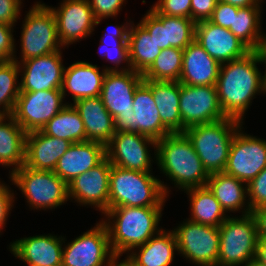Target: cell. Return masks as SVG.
Segmentation results:
<instances>
[{"label":"cell","instance_id":"obj_53","mask_svg":"<svg viewBox=\"0 0 266 266\" xmlns=\"http://www.w3.org/2000/svg\"><path fill=\"white\" fill-rule=\"evenodd\" d=\"M121 257H116L110 264V266H133L126 258L120 260Z\"/></svg>","mask_w":266,"mask_h":266},{"label":"cell","instance_id":"obj_43","mask_svg":"<svg viewBox=\"0 0 266 266\" xmlns=\"http://www.w3.org/2000/svg\"><path fill=\"white\" fill-rule=\"evenodd\" d=\"M15 194L9 183L7 185L4 180H0V235L3 234L8 217L11 216V211L14 208L15 199H17Z\"/></svg>","mask_w":266,"mask_h":266},{"label":"cell","instance_id":"obj_12","mask_svg":"<svg viewBox=\"0 0 266 266\" xmlns=\"http://www.w3.org/2000/svg\"><path fill=\"white\" fill-rule=\"evenodd\" d=\"M67 104L61 89L20 92L11 114L26 133L43 127Z\"/></svg>","mask_w":266,"mask_h":266},{"label":"cell","instance_id":"obj_8","mask_svg":"<svg viewBox=\"0 0 266 266\" xmlns=\"http://www.w3.org/2000/svg\"><path fill=\"white\" fill-rule=\"evenodd\" d=\"M217 266H245L255 257L257 226L253 215L229 216L219 227Z\"/></svg>","mask_w":266,"mask_h":266},{"label":"cell","instance_id":"obj_9","mask_svg":"<svg viewBox=\"0 0 266 266\" xmlns=\"http://www.w3.org/2000/svg\"><path fill=\"white\" fill-rule=\"evenodd\" d=\"M172 230L176 236L178 255L196 266H217L219 228L194 223L187 218Z\"/></svg>","mask_w":266,"mask_h":266},{"label":"cell","instance_id":"obj_21","mask_svg":"<svg viewBox=\"0 0 266 266\" xmlns=\"http://www.w3.org/2000/svg\"><path fill=\"white\" fill-rule=\"evenodd\" d=\"M74 62L64 68L61 88L64 99L69 97L68 94L72 97V103L84 98L99 97L107 71L87 61Z\"/></svg>","mask_w":266,"mask_h":266},{"label":"cell","instance_id":"obj_26","mask_svg":"<svg viewBox=\"0 0 266 266\" xmlns=\"http://www.w3.org/2000/svg\"><path fill=\"white\" fill-rule=\"evenodd\" d=\"M176 254H179L176 236L173 230L164 228L124 258L133 266H171Z\"/></svg>","mask_w":266,"mask_h":266},{"label":"cell","instance_id":"obj_3","mask_svg":"<svg viewBox=\"0 0 266 266\" xmlns=\"http://www.w3.org/2000/svg\"><path fill=\"white\" fill-rule=\"evenodd\" d=\"M156 164L160 173L182 192L204 187L209 174L184 133H171L157 141Z\"/></svg>","mask_w":266,"mask_h":266},{"label":"cell","instance_id":"obj_10","mask_svg":"<svg viewBox=\"0 0 266 266\" xmlns=\"http://www.w3.org/2000/svg\"><path fill=\"white\" fill-rule=\"evenodd\" d=\"M73 239L66 243L64 237L62 266H110L116 258L107 228L101 220Z\"/></svg>","mask_w":266,"mask_h":266},{"label":"cell","instance_id":"obj_29","mask_svg":"<svg viewBox=\"0 0 266 266\" xmlns=\"http://www.w3.org/2000/svg\"><path fill=\"white\" fill-rule=\"evenodd\" d=\"M26 135L12 115H0V165L8 175L25 164Z\"/></svg>","mask_w":266,"mask_h":266},{"label":"cell","instance_id":"obj_30","mask_svg":"<svg viewBox=\"0 0 266 266\" xmlns=\"http://www.w3.org/2000/svg\"><path fill=\"white\" fill-rule=\"evenodd\" d=\"M125 21L123 25L117 26L115 24L113 27H106L100 38L98 52L103 59L113 64V67L104 65L103 69L106 71H126L131 69L127 39L132 20L129 18V21L128 19ZM123 64L126 65L124 66Z\"/></svg>","mask_w":266,"mask_h":266},{"label":"cell","instance_id":"obj_36","mask_svg":"<svg viewBox=\"0 0 266 266\" xmlns=\"http://www.w3.org/2000/svg\"><path fill=\"white\" fill-rule=\"evenodd\" d=\"M183 49L171 47L161 50L152 65L142 74L144 80L179 81Z\"/></svg>","mask_w":266,"mask_h":266},{"label":"cell","instance_id":"obj_47","mask_svg":"<svg viewBox=\"0 0 266 266\" xmlns=\"http://www.w3.org/2000/svg\"><path fill=\"white\" fill-rule=\"evenodd\" d=\"M218 0H191V19L197 23L209 20Z\"/></svg>","mask_w":266,"mask_h":266},{"label":"cell","instance_id":"obj_38","mask_svg":"<svg viewBox=\"0 0 266 266\" xmlns=\"http://www.w3.org/2000/svg\"><path fill=\"white\" fill-rule=\"evenodd\" d=\"M19 65L15 60L0 62V115H11L20 93Z\"/></svg>","mask_w":266,"mask_h":266},{"label":"cell","instance_id":"obj_19","mask_svg":"<svg viewBox=\"0 0 266 266\" xmlns=\"http://www.w3.org/2000/svg\"><path fill=\"white\" fill-rule=\"evenodd\" d=\"M63 243V235H33L15 239L9 244V251L27 265H62Z\"/></svg>","mask_w":266,"mask_h":266},{"label":"cell","instance_id":"obj_22","mask_svg":"<svg viewBox=\"0 0 266 266\" xmlns=\"http://www.w3.org/2000/svg\"><path fill=\"white\" fill-rule=\"evenodd\" d=\"M131 132L148 136L156 141L171 132L162 124L159 110L152 95V81L143 80L133 96Z\"/></svg>","mask_w":266,"mask_h":266},{"label":"cell","instance_id":"obj_25","mask_svg":"<svg viewBox=\"0 0 266 266\" xmlns=\"http://www.w3.org/2000/svg\"><path fill=\"white\" fill-rule=\"evenodd\" d=\"M72 145L70 141L46 135L42 130L26 135L25 166L54 171L58 160Z\"/></svg>","mask_w":266,"mask_h":266},{"label":"cell","instance_id":"obj_46","mask_svg":"<svg viewBox=\"0 0 266 266\" xmlns=\"http://www.w3.org/2000/svg\"><path fill=\"white\" fill-rule=\"evenodd\" d=\"M24 0H0V22L16 26L22 16Z\"/></svg>","mask_w":266,"mask_h":266},{"label":"cell","instance_id":"obj_20","mask_svg":"<svg viewBox=\"0 0 266 266\" xmlns=\"http://www.w3.org/2000/svg\"><path fill=\"white\" fill-rule=\"evenodd\" d=\"M143 80L141 73L131 69L107 71L100 97L113 118L119 114H127L133 111V96Z\"/></svg>","mask_w":266,"mask_h":266},{"label":"cell","instance_id":"obj_35","mask_svg":"<svg viewBox=\"0 0 266 266\" xmlns=\"http://www.w3.org/2000/svg\"><path fill=\"white\" fill-rule=\"evenodd\" d=\"M49 136L65 139L71 143L86 141V131L82 118L73 106L67 104L42 129Z\"/></svg>","mask_w":266,"mask_h":266},{"label":"cell","instance_id":"obj_44","mask_svg":"<svg viewBox=\"0 0 266 266\" xmlns=\"http://www.w3.org/2000/svg\"><path fill=\"white\" fill-rule=\"evenodd\" d=\"M13 25L0 22V62L13 60L15 54V37Z\"/></svg>","mask_w":266,"mask_h":266},{"label":"cell","instance_id":"obj_33","mask_svg":"<svg viewBox=\"0 0 266 266\" xmlns=\"http://www.w3.org/2000/svg\"><path fill=\"white\" fill-rule=\"evenodd\" d=\"M128 51L131 70L143 74L161 53L148 30L132 21L128 32Z\"/></svg>","mask_w":266,"mask_h":266},{"label":"cell","instance_id":"obj_6","mask_svg":"<svg viewBox=\"0 0 266 266\" xmlns=\"http://www.w3.org/2000/svg\"><path fill=\"white\" fill-rule=\"evenodd\" d=\"M25 13L19 39L20 55L16 54V43L13 60L21 62L65 49L59 41L55 16L49 5L39 0Z\"/></svg>","mask_w":266,"mask_h":266},{"label":"cell","instance_id":"obj_2","mask_svg":"<svg viewBox=\"0 0 266 266\" xmlns=\"http://www.w3.org/2000/svg\"><path fill=\"white\" fill-rule=\"evenodd\" d=\"M164 207H116L100 218L105 224L112 252L116 257L127 255L133 248L145 244L163 227Z\"/></svg>","mask_w":266,"mask_h":266},{"label":"cell","instance_id":"obj_55","mask_svg":"<svg viewBox=\"0 0 266 266\" xmlns=\"http://www.w3.org/2000/svg\"><path fill=\"white\" fill-rule=\"evenodd\" d=\"M27 266H47V265H27ZM50 266H62V265H50Z\"/></svg>","mask_w":266,"mask_h":266},{"label":"cell","instance_id":"obj_1","mask_svg":"<svg viewBox=\"0 0 266 266\" xmlns=\"http://www.w3.org/2000/svg\"><path fill=\"white\" fill-rule=\"evenodd\" d=\"M259 64L261 63L255 51L221 64L216 88L220 106L227 118L245 124L244 116L253 99L257 95L266 94Z\"/></svg>","mask_w":266,"mask_h":266},{"label":"cell","instance_id":"obj_52","mask_svg":"<svg viewBox=\"0 0 266 266\" xmlns=\"http://www.w3.org/2000/svg\"><path fill=\"white\" fill-rule=\"evenodd\" d=\"M218 1L233 5L238 8L262 5V3H264L260 0H218Z\"/></svg>","mask_w":266,"mask_h":266},{"label":"cell","instance_id":"obj_23","mask_svg":"<svg viewBox=\"0 0 266 266\" xmlns=\"http://www.w3.org/2000/svg\"><path fill=\"white\" fill-rule=\"evenodd\" d=\"M106 158V146L92 141L72 143L58 160L54 172L67 184Z\"/></svg>","mask_w":266,"mask_h":266},{"label":"cell","instance_id":"obj_48","mask_svg":"<svg viewBox=\"0 0 266 266\" xmlns=\"http://www.w3.org/2000/svg\"><path fill=\"white\" fill-rule=\"evenodd\" d=\"M256 226L258 238H266V207H259L251 211Z\"/></svg>","mask_w":266,"mask_h":266},{"label":"cell","instance_id":"obj_27","mask_svg":"<svg viewBox=\"0 0 266 266\" xmlns=\"http://www.w3.org/2000/svg\"><path fill=\"white\" fill-rule=\"evenodd\" d=\"M79 112L86 131V141L107 145L115 134L113 116L104 106L101 97L76 100L72 103Z\"/></svg>","mask_w":266,"mask_h":266},{"label":"cell","instance_id":"obj_32","mask_svg":"<svg viewBox=\"0 0 266 266\" xmlns=\"http://www.w3.org/2000/svg\"><path fill=\"white\" fill-rule=\"evenodd\" d=\"M191 213L187 219L198 224L219 227L229 215L221 207L207 186L190 188L185 191Z\"/></svg>","mask_w":266,"mask_h":266},{"label":"cell","instance_id":"obj_51","mask_svg":"<svg viewBox=\"0 0 266 266\" xmlns=\"http://www.w3.org/2000/svg\"><path fill=\"white\" fill-rule=\"evenodd\" d=\"M257 261L266 265V238H258L255 257Z\"/></svg>","mask_w":266,"mask_h":266},{"label":"cell","instance_id":"obj_16","mask_svg":"<svg viewBox=\"0 0 266 266\" xmlns=\"http://www.w3.org/2000/svg\"><path fill=\"white\" fill-rule=\"evenodd\" d=\"M179 110L183 132L195 125L227 118L220 106L216 86L181 84Z\"/></svg>","mask_w":266,"mask_h":266},{"label":"cell","instance_id":"obj_54","mask_svg":"<svg viewBox=\"0 0 266 266\" xmlns=\"http://www.w3.org/2000/svg\"><path fill=\"white\" fill-rule=\"evenodd\" d=\"M245 266H266L262 263H260L259 261H257L256 259H252L250 262H248Z\"/></svg>","mask_w":266,"mask_h":266},{"label":"cell","instance_id":"obj_49","mask_svg":"<svg viewBox=\"0 0 266 266\" xmlns=\"http://www.w3.org/2000/svg\"><path fill=\"white\" fill-rule=\"evenodd\" d=\"M134 112L127 114H119L114 118L115 124V133L118 132H131V124L132 118L134 116Z\"/></svg>","mask_w":266,"mask_h":266},{"label":"cell","instance_id":"obj_31","mask_svg":"<svg viewBox=\"0 0 266 266\" xmlns=\"http://www.w3.org/2000/svg\"><path fill=\"white\" fill-rule=\"evenodd\" d=\"M179 81H152V95L159 110L162 124L171 133H183V124L179 110Z\"/></svg>","mask_w":266,"mask_h":266},{"label":"cell","instance_id":"obj_5","mask_svg":"<svg viewBox=\"0 0 266 266\" xmlns=\"http://www.w3.org/2000/svg\"><path fill=\"white\" fill-rule=\"evenodd\" d=\"M244 125L233 118L195 125L183 133L191 141L195 152L208 174L224 172L231 142L237 130Z\"/></svg>","mask_w":266,"mask_h":266},{"label":"cell","instance_id":"obj_17","mask_svg":"<svg viewBox=\"0 0 266 266\" xmlns=\"http://www.w3.org/2000/svg\"><path fill=\"white\" fill-rule=\"evenodd\" d=\"M63 50L17 62L20 72V92L61 89L65 64Z\"/></svg>","mask_w":266,"mask_h":266},{"label":"cell","instance_id":"obj_42","mask_svg":"<svg viewBox=\"0 0 266 266\" xmlns=\"http://www.w3.org/2000/svg\"><path fill=\"white\" fill-rule=\"evenodd\" d=\"M143 16L139 22L148 30L157 47L161 50L166 49V35L163 23L150 10H147Z\"/></svg>","mask_w":266,"mask_h":266},{"label":"cell","instance_id":"obj_18","mask_svg":"<svg viewBox=\"0 0 266 266\" xmlns=\"http://www.w3.org/2000/svg\"><path fill=\"white\" fill-rule=\"evenodd\" d=\"M195 40L220 64L246 56L252 50L229 29L209 20L197 22Z\"/></svg>","mask_w":266,"mask_h":266},{"label":"cell","instance_id":"obj_24","mask_svg":"<svg viewBox=\"0 0 266 266\" xmlns=\"http://www.w3.org/2000/svg\"><path fill=\"white\" fill-rule=\"evenodd\" d=\"M220 66L194 39L183 50L179 82L192 86H216Z\"/></svg>","mask_w":266,"mask_h":266},{"label":"cell","instance_id":"obj_28","mask_svg":"<svg viewBox=\"0 0 266 266\" xmlns=\"http://www.w3.org/2000/svg\"><path fill=\"white\" fill-rule=\"evenodd\" d=\"M206 186L214 194L221 207L229 216L234 213H251L248 203L247 183L224 172L209 175Z\"/></svg>","mask_w":266,"mask_h":266},{"label":"cell","instance_id":"obj_7","mask_svg":"<svg viewBox=\"0 0 266 266\" xmlns=\"http://www.w3.org/2000/svg\"><path fill=\"white\" fill-rule=\"evenodd\" d=\"M14 188L27 200L30 210H55L69 201L68 184L54 171L36 170L25 165L8 175Z\"/></svg>","mask_w":266,"mask_h":266},{"label":"cell","instance_id":"obj_14","mask_svg":"<svg viewBox=\"0 0 266 266\" xmlns=\"http://www.w3.org/2000/svg\"><path fill=\"white\" fill-rule=\"evenodd\" d=\"M112 164L106 157L100 164L75 177L68 184L69 201L90 206L101 216L109 209V186Z\"/></svg>","mask_w":266,"mask_h":266},{"label":"cell","instance_id":"obj_13","mask_svg":"<svg viewBox=\"0 0 266 266\" xmlns=\"http://www.w3.org/2000/svg\"><path fill=\"white\" fill-rule=\"evenodd\" d=\"M265 167L266 140L246 133L242 125L231 142L224 173L248 184Z\"/></svg>","mask_w":266,"mask_h":266},{"label":"cell","instance_id":"obj_39","mask_svg":"<svg viewBox=\"0 0 266 266\" xmlns=\"http://www.w3.org/2000/svg\"><path fill=\"white\" fill-rule=\"evenodd\" d=\"M88 2L96 19L95 27H98L103 19H116L128 0H88Z\"/></svg>","mask_w":266,"mask_h":266},{"label":"cell","instance_id":"obj_45","mask_svg":"<svg viewBox=\"0 0 266 266\" xmlns=\"http://www.w3.org/2000/svg\"><path fill=\"white\" fill-rule=\"evenodd\" d=\"M238 9V7L218 1L209 21L229 29L233 26L234 14H238Z\"/></svg>","mask_w":266,"mask_h":266},{"label":"cell","instance_id":"obj_40","mask_svg":"<svg viewBox=\"0 0 266 266\" xmlns=\"http://www.w3.org/2000/svg\"><path fill=\"white\" fill-rule=\"evenodd\" d=\"M247 191L251 211L266 207V167L247 184Z\"/></svg>","mask_w":266,"mask_h":266},{"label":"cell","instance_id":"obj_4","mask_svg":"<svg viewBox=\"0 0 266 266\" xmlns=\"http://www.w3.org/2000/svg\"><path fill=\"white\" fill-rule=\"evenodd\" d=\"M152 172L127 170L112 165L109 209L130 207H165L172 188Z\"/></svg>","mask_w":266,"mask_h":266},{"label":"cell","instance_id":"obj_11","mask_svg":"<svg viewBox=\"0 0 266 266\" xmlns=\"http://www.w3.org/2000/svg\"><path fill=\"white\" fill-rule=\"evenodd\" d=\"M156 147L157 141L148 136L137 132H118L106 145V157L112 165L123 169L153 172L152 165H156L157 160Z\"/></svg>","mask_w":266,"mask_h":266},{"label":"cell","instance_id":"obj_37","mask_svg":"<svg viewBox=\"0 0 266 266\" xmlns=\"http://www.w3.org/2000/svg\"><path fill=\"white\" fill-rule=\"evenodd\" d=\"M149 10L163 23L166 49L176 47L184 50L195 39L196 23L192 19L159 14L152 6Z\"/></svg>","mask_w":266,"mask_h":266},{"label":"cell","instance_id":"obj_50","mask_svg":"<svg viewBox=\"0 0 266 266\" xmlns=\"http://www.w3.org/2000/svg\"><path fill=\"white\" fill-rule=\"evenodd\" d=\"M254 51L258 55L261 65L265 66V71L264 72L262 71V73H264L262 74V77L266 89V34L263 37L262 41L260 42L259 46Z\"/></svg>","mask_w":266,"mask_h":266},{"label":"cell","instance_id":"obj_41","mask_svg":"<svg viewBox=\"0 0 266 266\" xmlns=\"http://www.w3.org/2000/svg\"><path fill=\"white\" fill-rule=\"evenodd\" d=\"M152 7L159 14L191 19V0H157Z\"/></svg>","mask_w":266,"mask_h":266},{"label":"cell","instance_id":"obj_34","mask_svg":"<svg viewBox=\"0 0 266 266\" xmlns=\"http://www.w3.org/2000/svg\"><path fill=\"white\" fill-rule=\"evenodd\" d=\"M262 7L263 5H255L239 8L238 14H234L233 26L229 28L252 51L259 46L266 34L262 29Z\"/></svg>","mask_w":266,"mask_h":266},{"label":"cell","instance_id":"obj_15","mask_svg":"<svg viewBox=\"0 0 266 266\" xmlns=\"http://www.w3.org/2000/svg\"><path fill=\"white\" fill-rule=\"evenodd\" d=\"M49 6L55 16L59 41L64 48L91 37L96 19L88 0H62Z\"/></svg>","mask_w":266,"mask_h":266}]
</instances>
